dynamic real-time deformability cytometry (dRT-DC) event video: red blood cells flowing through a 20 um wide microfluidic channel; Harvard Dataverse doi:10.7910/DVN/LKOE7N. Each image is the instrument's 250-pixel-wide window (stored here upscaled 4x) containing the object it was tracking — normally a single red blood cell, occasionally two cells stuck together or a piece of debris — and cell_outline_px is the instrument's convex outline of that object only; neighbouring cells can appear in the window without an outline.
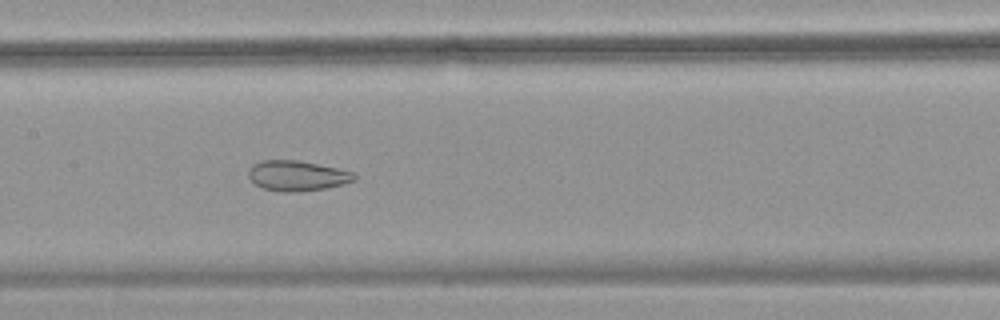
{"species": "common noctule bat (a hibernating species)", "species_latin": "Nyctalus noctula", "temperature_condition": "warm", "stored_images_in_passage": 56, "camera_frame_rate_fps": 3000, "um_per_image_px": 0.085, "animal": {"sex": "female", "body_mass_g": 18.4}, "frame": {"image": 1, "passage_image": 28, "time_ms": 9.0, "image_size_px": [1000, 320], "cell_outline_px": [[356, 180], [344, 184], [324, 188], [296, 192], [284, 192], [264, 188], [256, 184], [248, 176], [248, 168], [252, 164], [260, 160], [296, 160], [336, 168], [352, 172], [356, 176]], "centroid_in_image_um": [25.23, 14.93], "position_along_channel_um": 182.2, "area_um2": 18.5}}
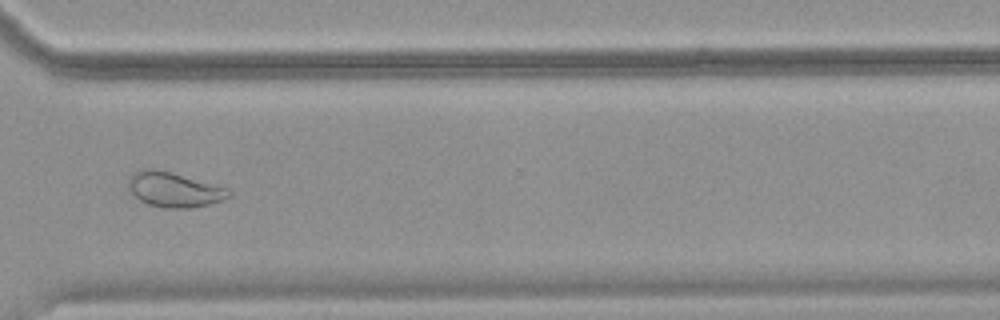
{"frame": {"image": 2, "passage_image": 42, "time_ms": 13.667, "image_size_px": [1000, 320], "cell_outline_px": [[232, 196], [208, 204], [192, 208], [164, 208], [148, 204], [140, 200], [128, 188], [128, 180], [132, 172], [140, 168], [152, 168], [168, 172], [228, 188], [232, 192]], "centroid_in_image_um": [14.77, 16.12], "position_along_channel_um": 355.8, "area_um2": 20.23}}
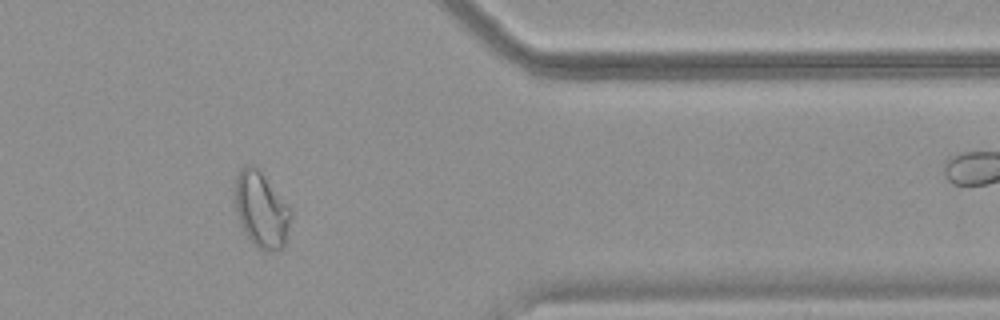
{"frame": {"image": 3, "passage_image": 46, "time_ms": 15.0, "image_size_px": [1000, 320], "cell_outline_px": [[292, 216], [284, 244], [280, 252], [256, 248], [244, 232], [236, 208], [236, 176], [244, 164], [256, 164], [292, 208]], "centroid_in_image_um": [22.25, 17.79], "position_along_channel_um": 389.1, "area_um2": 24.91}, "authors_computed_cell_mechanics": {"area_um2": 26.1545, "velocity_mm_per_s": 3.711, "shape_relaxation_time_tau1_ms": null, "shape_relaxation_time_tau2_ms": 1.54, "deformation_change_tau1": null, "deformation_change_tau2": 0.0751}}